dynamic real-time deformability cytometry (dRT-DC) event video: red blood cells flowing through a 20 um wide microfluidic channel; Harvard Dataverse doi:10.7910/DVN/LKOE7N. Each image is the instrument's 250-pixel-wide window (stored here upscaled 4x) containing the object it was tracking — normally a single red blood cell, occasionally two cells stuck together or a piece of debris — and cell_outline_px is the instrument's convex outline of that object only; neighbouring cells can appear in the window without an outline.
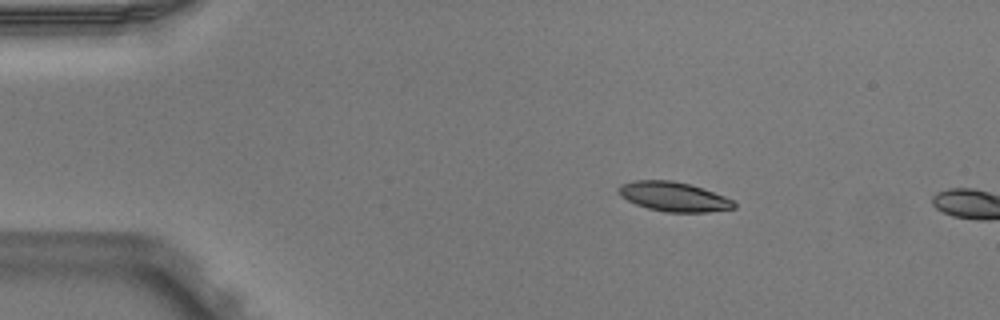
{"species": "Egyptian fruit bat (a non-hibernating species)", "species_latin": "Rousettus aegyptiacus", "temperature_condition": "warm", "stored_images_in_passage": 3, "camera_frame_rate_fps": 3000, "um_per_image_px": 0.085, "animal": {"sex": "male"}, "frame": {"image": 1, "passage_image": 2, "time_ms": 0.333, "image_size_px": [1000, 320], "cell_outline_px": [[736, 208], [708, 212], [664, 212], [648, 208], [636, 204], [620, 196], [616, 188], [620, 184], [632, 180], [672, 180], [688, 184], [724, 196], [732, 200], [736, 204]], "centroid_in_image_um": [57.22, 16.71], "position_along_channel_um": 27.8, "area_um2": 19.77}}